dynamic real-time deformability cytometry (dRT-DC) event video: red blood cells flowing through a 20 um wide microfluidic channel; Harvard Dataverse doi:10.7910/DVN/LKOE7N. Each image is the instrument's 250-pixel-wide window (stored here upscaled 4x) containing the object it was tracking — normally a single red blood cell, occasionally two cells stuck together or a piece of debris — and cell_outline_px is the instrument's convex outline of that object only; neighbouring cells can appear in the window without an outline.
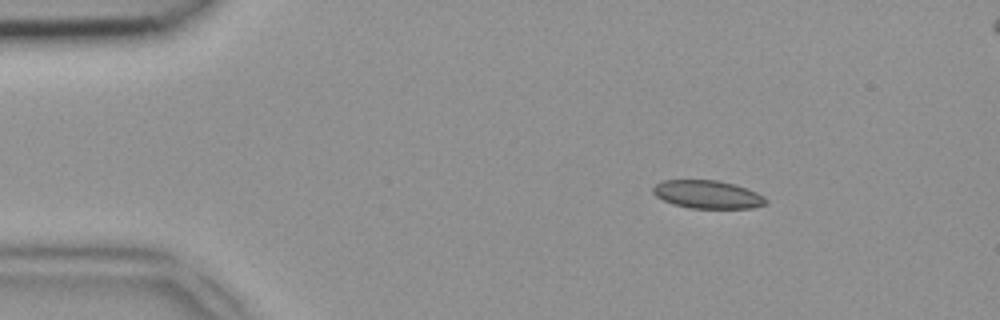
{"species": "common noctule bat (a hibernating species)", "species_latin": "Nyctalus noctula", "temperature_condition": "room temperature", "stored_images_in_passage": 42, "segment_of_instrument_passage": [1, 2], "camera_frame_rate_fps": 3000, "um_per_image_px": 0.085, "animal": {"sex": "female", "body_mass_g": 18.4}, "frame": {"image": 1, "passage_image": 1, "time_ms": 0.0, "image_size_px": [1000, 320], "cell_outline_px": [[768, 204], [752, 208], [688, 208], [672, 204], [656, 196], [652, 192], [652, 188], [656, 184], [664, 180], [720, 180], [756, 192], [764, 196], [768, 200]], "centroid_in_image_um": [60.14, 16.53], "position_along_channel_um": 24.9, "area_um2": 18.5}}
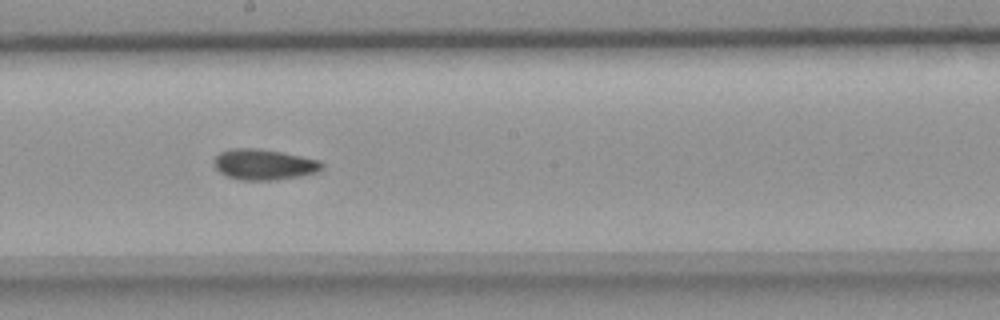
{"frame": {"image": 2, "passage_image": 20, "time_ms": 6.333, "image_size_px": [1000, 320], "cell_outline_px": [[324, 168], [316, 172], [276, 180], [240, 180], [228, 176], [220, 172], [212, 164], [216, 156], [220, 152], [232, 148], [256, 148], [280, 152], [320, 160], [324, 164]], "centroid_in_image_um": [22.42, 13.98], "position_along_channel_um": 225.8, "area_um2": 19.19}}
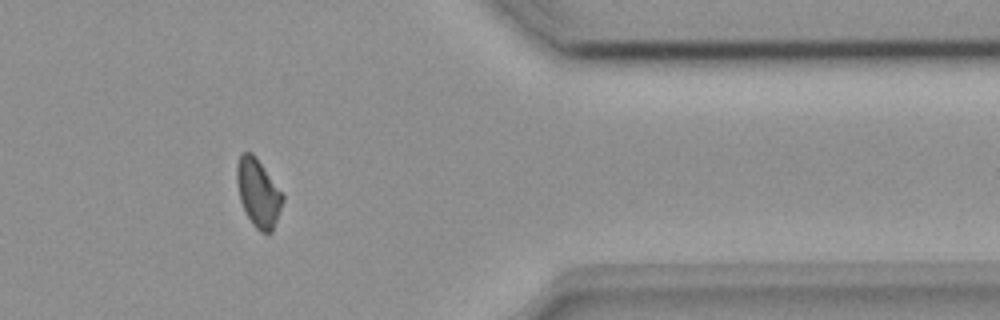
{"frame": {"image": 3, "passage_image": 33, "time_ms": 10.667, "image_size_px": [1000, 320], "cell_outline_px": [[284, 200], [272, 232], [260, 232], [252, 224], [240, 200], [236, 184], [236, 164], [240, 152], [252, 152], [256, 156], [284, 196]], "centroid_in_image_um": [21.92, 16.36], "position_along_channel_um": 389.5, "area_um2": 18.15}}